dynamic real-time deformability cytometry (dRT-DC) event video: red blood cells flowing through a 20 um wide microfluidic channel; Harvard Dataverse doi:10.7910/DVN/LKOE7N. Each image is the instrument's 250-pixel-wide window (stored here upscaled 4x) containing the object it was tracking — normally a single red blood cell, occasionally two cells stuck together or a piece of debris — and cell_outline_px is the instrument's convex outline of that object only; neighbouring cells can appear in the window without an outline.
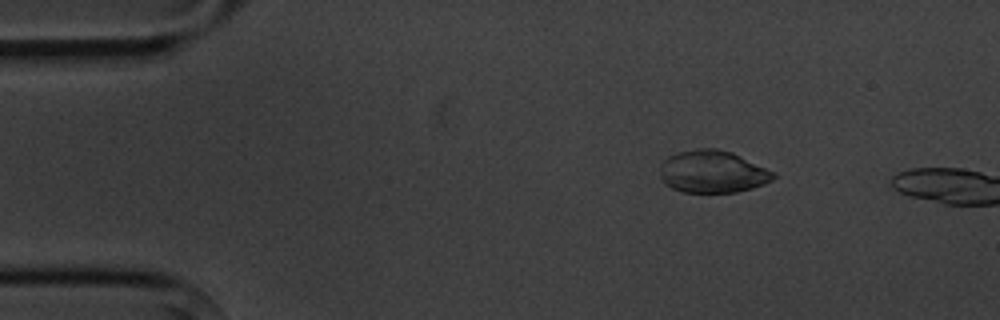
{"species": "common noctule bat (a hibernating species)", "species_latin": "Nyctalus noctula", "temperature_condition": "cold", "stored_images_in_passage": 4, "camera_frame_rate_fps": 3000, "um_per_image_px": 0.085, "animal": {"sex": "male", "body_mass_g": 20.1, "forearm_length_mm": 53.5}, "frame": {"image": 1, "passage_image": 3, "time_ms": 2.333, "image_size_px": [1000, 320], "cell_outline_px": [[776, 176], [772, 180], [764, 184], [752, 188], [736, 192], [684, 192], [672, 188], [660, 176], [660, 164], [668, 156], [680, 152], [700, 148], [716, 148], [732, 152], [776, 172]], "centroid_in_image_um": [60.6, 14.59], "position_along_channel_um": 24.4, "area_um2": 27.92}}